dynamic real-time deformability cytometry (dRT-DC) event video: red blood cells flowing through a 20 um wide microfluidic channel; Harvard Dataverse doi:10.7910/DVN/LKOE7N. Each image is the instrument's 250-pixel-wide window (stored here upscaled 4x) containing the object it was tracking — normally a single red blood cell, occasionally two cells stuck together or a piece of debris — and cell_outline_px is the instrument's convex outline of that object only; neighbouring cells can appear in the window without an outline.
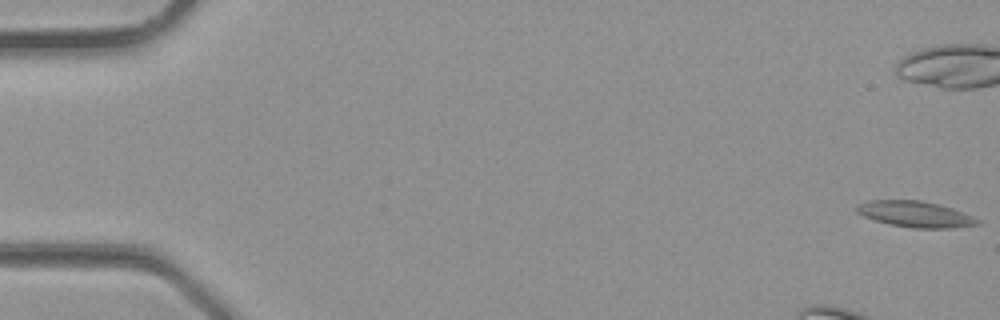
{"species": "common noctule bat (a hibernating species)", "species_latin": "Nyctalus noctula", "temperature_condition": "room temperature", "stored_images_in_passage": 37, "camera_frame_rate_fps": 3000, "um_per_image_px": 0.085, "animal": {"sex": "male", "body_mass_g": 23.1, "forearm_length_mm": 52.7}, "frame": {"image": 1, "passage_image": 1, "time_ms": 0.0, "image_size_px": [1000, 320], "cell_outline_px": [[980, 224], [952, 228], [912, 228], [888, 224], [864, 216], [856, 212], [856, 204], [868, 200], [920, 200], [940, 204], [952, 208], [972, 216], [980, 220]], "centroid_in_image_um": [77.78, 18.2], "position_along_channel_um": 7.2, "area_um2": 18.38}}